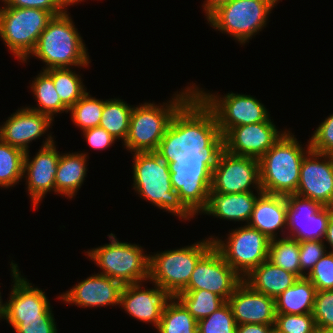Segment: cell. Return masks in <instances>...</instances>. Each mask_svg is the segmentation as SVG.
<instances>
[{
    "label": "cell",
    "mask_w": 333,
    "mask_h": 333,
    "mask_svg": "<svg viewBox=\"0 0 333 333\" xmlns=\"http://www.w3.org/2000/svg\"><path fill=\"white\" fill-rule=\"evenodd\" d=\"M314 333H333V328L316 326Z\"/></svg>",
    "instance_id": "49"
},
{
    "label": "cell",
    "mask_w": 333,
    "mask_h": 333,
    "mask_svg": "<svg viewBox=\"0 0 333 333\" xmlns=\"http://www.w3.org/2000/svg\"><path fill=\"white\" fill-rule=\"evenodd\" d=\"M286 131L269 119L231 128L217 143L231 154L260 159Z\"/></svg>",
    "instance_id": "17"
},
{
    "label": "cell",
    "mask_w": 333,
    "mask_h": 333,
    "mask_svg": "<svg viewBox=\"0 0 333 333\" xmlns=\"http://www.w3.org/2000/svg\"><path fill=\"white\" fill-rule=\"evenodd\" d=\"M295 194L333 207V155L311 149L305 154Z\"/></svg>",
    "instance_id": "18"
},
{
    "label": "cell",
    "mask_w": 333,
    "mask_h": 333,
    "mask_svg": "<svg viewBox=\"0 0 333 333\" xmlns=\"http://www.w3.org/2000/svg\"><path fill=\"white\" fill-rule=\"evenodd\" d=\"M82 132L89 147L91 146L95 150H105L117 141L107 130L101 127L89 128Z\"/></svg>",
    "instance_id": "42"
},
{
    "label": "cell",
    "mask_w": 333,
    "mask_h": 333,
    "mask_svg": "<svg viewBox=\"0 0 333 333\" xmlns=\"http://www.w3.org/2000/svg\"><path fill=\"white\" fill-rule=\"evenodd\" d=\"M25 152L0 139V188L14 187L24 177Z\"/></svg>",
    "instance_id": "33"
},
{
    "label": "cell",
    "mask_w": 333,
    "mask_h": 333,
    "mask_svg": "<svg viewBox=\"0 0 333 333\" xmlns=\"http://www.w3.org/2000/svg\"><path fill=\"white\" fill-rule=\"evenodd\" d=\"M227 237L224 241L212 237L213 246L242 279L268 259L270 239L259 230L243 225L231 230Z\"/></svg>",
    "instance_id": "11"
},
{
    "label": "cell",
    "mask_w": 333,
    "mask_h": 333,
    "mask_svg": "<svg viewBox=\"0 0 333 333\" xmlns=\"http://www.w3.org/2000/svg\"><path fill=\"white\" fill-rule=\"evenodd\" d=\"M195 167L198 177L213 192L233 194L253 192V188L262 191L259 159L231 154L217 142L206 140L197 130Z\"/></svg>",
    "instance_id": "3"
},
{
    "label": "cell",
    "mask_w": 333,
    "mask_h": 333,
    "mask_svg": "<svg viewBox=\"0 0 333 333\" xmlns=\"http://www.w3.org/2000/svg\"><path fill=\"white\" fill-rule=\"evenodd\" d=\"M53 119L46 114L29 109L18 108L0 126V139L24 152L29 151V144L47 134L52 127ZM51 125V126H50Z\"/></svg>",
    "instance_id": "22"
},
{
    "label": "cell",
    "mask_w": 333,
    "mask_h": 333,
    "mask_svg": "<svg viewBox=\"0 0 333 333\" xmlns=\"http://www.w3.org/2000/svg\"><path fill=\"white\" fill-rule=\"evenodd\" d=\"M323 240L299 241L301 272L307 276L315 264L328 252ZM308 270V271H307Z\"/></svg>",
    "instance_id": "38"
},
{
    "label": "cell",
    "mask_w": 333,
    "mask_h": 333,
    "mask_svg": "<svg viewBox=\"0 0 333 333\" xmlns=\"http://www.w3.org/2000/svg\"><path fill=\"white\" fill-rule=\"evenodd\" d=\"M323 241L326 242L328 245H330L329 249L331 250H329V252L333 253V214L330 216Z\"/></svg>",
    "instance_id": "46"
},
{
    "label": "cell",
    "mask_w": 333,
    "mask_h": 333,
    "mask_svg": "<svg viewBox=\"0 0 333 333\" xmlns=\"http://www.w3.org/2000/svg\"><path fill=\"white\" fill-rule=\"evenodd\" d=\"M268 260L299 278L306 277L301 272L299 242L294 238L285 236L270 240Z\"/></svg>",
    "instance_id": "30"
},
{
    "label": "cell",
    "mask_w": 333,
    "mask_h": 333,
    "mask_svg": "<svg viewBox=\"0 0 333 333\" xmlns=\"http://www.w3.org/2000/svg\"><path fill=\"white\" fill-rule=\"evenodd\" d=\"M105 100H99L86 92L70 109L71 121L84 131L99 127Z\"/></svg>",
    "instance_id": "34"
},
{
    "label": "cell",
    "mask_w": 333,
    "mask_h": 333,
    "mask_svg": "<svg viewBox=\"0 0 333 333\" xmlns=\"http://www.w3.org/2000/svg\"><path fill=\"white\" fill-rule=\"evenodd\" d=\"M263 191L223 194L213 192L197 178V213L229 221L249 222L254 204Z\"/></svg>",
    "instance_id": "16"
},
{
    "label": "cell",
    "mask_w": 333,
    "mask_h": 333,
    "mask_svg": "<svg viewBox=\"0 0 333 333\" xmlns=\"http://www.w3.org/2000/svg\"><path fill=\"white\" fill-rule=\"evenodd\" d=\"M227 302L232 308L236 325H275V299L252 289L243 280Z\"/></svg>",
    "instance_id": "21"
},
{
    "label": "cell",
    "mask_w": 333,
    "mask_h": 333,
    "mask_svg": "<svg viewBox=\"0 0 333 333\" xmlns=\"http://www.w3.org/2000/svg\"><path fill=\"white\" fill-rule=\"evenodd\" d=\"M53 17L43 9L1 6L0 38L14 57L27 63L39 36Z\"/></svg>",
    "instance_id": "10"
},
{
    "label": "cell",
    "mask_w": 333,
    "mask_h": 333,
    "mask_svg": "<svg viewBox=\"0 0 333 333\" xmlns=\"http://www.w3.org/2000/svg\"><path fill=\"white\" fill-rule=\"evenodd\" d=\"M309 143L311 150L333 155V113L320 123L309 139Z\"/></svg>",
    "instance_id": "40"
},
{
    "label": "cell",
    "mask_w": 333,
    "mask_h": 333,
    "mask_svg": "<svg viewBox=\"0 0 333 333\" xmlns=\"http://www.w3.org/2000/svg\"><path fill=\"white\" fill-rule=\"evenodd\" d=\"M87 158L86 152H69L60 155L55 176L56 195L65 196L67 199L77 195L87 175Z\"/></svg>",
    "instance_id": "25"
},
{
    "label": "cell",
    "mask_w": 333,
    "mask_h": 333,
    "mask_svg": "<svg viewBox=\"0 0 333 333\" xmlns=\"http://www.w3.org/2000/svg\"><path fill=\"white\" fill-rule=\"evenodd\" d=\"M248 226L259 230L268 239L278 238V232L281 230L285 237L287 227V201L283 195L268 194L262 192L252 211Z\"/></svg>",
    "instance_id": "23"
},
{
    "label": "cell",
    "mask_w": 333,
    "mask_h": 333,
    "mask_svg": "<svg viewBox=\"0 0 333 333\" xmlns=\"http://www.w3.org/2000/svg\"><path fill=\"white\" fill-rule=\"evenodd\" d=\"M294 136L287 130L259 159L260 186L264 193L283 196L296 193L301 163L311 148L309 140L307 148H303Z\"/></svg>",
    "instance_id": "6"
},
{
    "label": "cell",
    "mask_w": 333,
    "mask_h": 333,
    "mask_svg": "<svg viewBox=\"0 0 333 333\" xmlns=\"http://www.w3.org/2000/svg\"><path fill=\"white\" fill-rule=\"evenodd\" d=\"M10 267L14 284L6 301L5 320L14 329L19 324H42L53 314L48 296L21 276L17 264L11 261Z\"/></svg>",
    "instance_id": "12"
},
{
    "label": "cell",
    "mask_w": 333,
    "mask_h": 333,
    "mask_svg": "<svg viewBox=\"0 0 333 333\" xmlns=\"http://www.w3.org/2000/svg\"><path fill=\"white\" fill-rule=\"evenodd\" d=\"M275 325L242 324L237 325L236 333H271Z\"/></svg>",
    "instance_id": "44"
},
{
    "label": "cell",
    "mask_w": 333,
    "mask_h": 333,
    "mask_svg": "<svg viewBox=\"0 0 333 333\" xmlns=\"http://www.w3.org/2000/svg\"><path fill=\"white\" fill-rule=\"evenodd\" d=\"M236 322L230 304L226 301L211 315L198 321V333H236Z\"/></svg>",
    "instance_id": "35"
},
{
    "label": "cell",
    "mask_w": 333,
    "mask_h": 333,
    "mask_svg": "<svg viewBox=\"0 0 333 333\" xmlns=\"http://www.w3.org/2000/svg\"><path fill=\"white\" fill-rule=\"evenodd\" d=\"M231 0H205L203 3V10L206 18H208L214 11H216L220 6L228 3Z\"/></svg>",
    "instance_id": "45"
},
{
    "label": "cell",
    "mask_w": 333,
    "mask_h": 333,
    "mask_svg": "<svg viewBox=\"0 0 333 333\" xmlns=\"http://www.w3.org/2000/svg\"><path fill=\"white\" fill-rule=\"evenodd\" d=\"M142 284L139 282L124 285L119 307L121 306L132 318L150 323L157 329L162 312L174 297L155 283H152L154 286L152 289L145 288Z\"/></svg>",
    "instance_id": "19"
},
{
    "label": "cell",
    "mask_w": 333,
    "mask_h": 333,
    "mask_svg": "<svg viewBox=\"0 0 333 333\" xmlns=\"http://www.w3.org/2000/svg\"><path fill=\"white\" fill-rule=\"evenodd\" d=\"M271 333H279L277 330L273 329Z\"/></svg>",
    "instance_id": "50"
},
{
    "label": "cell",
    "mask_w": 333,
    "mask_h": 333,
    "mask_svg": "<svg viewBox=\"0 0 333 333\" xmlns=\"http://www.w3.org/2000/svg\"><path fill=\"white\" fill-rule=\"evenodd\" d=\"M2 296H1V292H0V320L2 319H6V307H7V303H3L2 302Z\"/></svg>",
    "instance_id": "47"
},
{
    "label": "cell",
    "mask_w": 333,
    "mask_h": 333,
    "mask_svg": "<svg viewBox=\"0 0 333 333\" xmlns=\"http://www.w3.org/2000/svg\"><path fill=\"white\" fill-rule=\"evenodd\" d=\"M83 41L71 16L65 11L48 22L30 55L43 61L45 67L42 70L70 66L86 68L91 61Z\"/></svg>",
    "instance_id": "5"
},
{
    "label": "cell",
    "mask_w": 333,
    "mask_h": 333,
    "mask_svg": "<svg viewBox=\"0 0 333 333\" xmlns=\"http://www.w3.org/2000/svg\"><path fill=\"white\" fill-rule=\"evenodd\" d=\"M30 88L37 100V107H30L34 111L41 114H46L54 120L55 114H60L69 111V109L62 103L61 99L56 92L53 79L43 70L40 71L36 78H33Z\"/></svg>",
    "instance_id": "27"
},
{
    "label": "cell",
    "mask_w": 333,
    "mask_h": 333,
    "mask_svg": "<svg viewBox=\"0 0 333 333\" xmlns=\"http://www.w3.org/2000/svg\"><path fill=\"white\" fill-rule=\"evenodd\" d=\"M316 291L333 289V253L327 252L306 276Z\"/></svg>",
    "instance_id": "37"
},
{
    "label": "cell",
    "mask_w": 333,
    "mask_h": 333,
    "mask_svg": "<svg viewBox=\"0 0 333 333\" xmlns=\"http://www.w3.org/2000/svg\"><path fill=\"white\" fill-rule=\"evenodd\" d=\"M274 329L279 333H314L313 314H276Z\"/></svg>",
    "instance_id": "36"
},
{
    "label": "cell",
    "mask_w": 333,
    "mask_h": 333,
    "mask_svg": "<svg viewBox=\"0 0 333 333\" xmlns=\"http://www.w3.org/2000/svg\"><path fill=\"white\" fill-rule=\"evenodd\" d=\"M109 244L92 248L85 252L102 272L121 282L123 285L145 282L149 280L150 254H145L139 244L121 242L111 233L107 235Z\"/></svg>",
    "instance_id": "7"
},
{
    "label": "cell",
    "mask_w": 333,
    "mask_h": 333,
    "mask_svg": "<svg viewBox=\"0 0 333 333\" xmlns=\"http://www.w3.org/2000/svg\"><path fill=\"white\" fill-rule=\"evenodd\" d=\"M279 0H231L214 11L207 21L213 29L229 34L244 45L267 25L268 15Z\"/></svg>",
    "instance_id": "9"
},
{
    "label": "cell",
    "mask_w": 333,
    "mask_h": 333,
    "mask_svg": "<svg viewBox=\"0 0 333 333\" xmlns=\"http://www.w3.org/2000/svg\"><path fill=\"white\" fill-rule=\"evenodd\" d=\"M195 128V85L162 104L144 102L131 111L123 143L129 152H157L176 147Z\"/></svg>",
    "instance_id": "2"
},
{
    "label": "cell",
    "mask_w": 333,
    "mask_h": 333,
    "mask_svg": "<svg viewBox=\"0 0 333 333\" xmlns=\"http://www.w3.org/2000/svg\"><path fill=\"white\" fill-rule=\"evenodd\" d=\"M52 79L62 103L70 109L85 93L81 75L70 68L44 70ZM85 87V88H84Z\"/></svg>",
    "instance_id": "29"
},
{
    "label": "cell",
    "mask_w": 333,
    "mask_h": 333,
    "mask_svg": "<svg viewBox=\"0 0 333 333\" xmlns=\"http://www.w3.org/2000/svg\"><path fill=\"white\" fill-rule=\"evenodd\" d=\"M194 84L195 128L206 140L218 142L231 128L271 118L264 104L251 95L230 92L218 96Z\"/></svg>",
    "instance_id": "4"
},
{
    "label": "cell",
    "mask_w": 333,
    "mask_h": 333,
    "mask_svg": "<svg viewBox=\"0 0 333 333\" xmlns=\"http://www.w3.org/2000/svg\"><path fill=\"white\" fill-rule=\"evenodd\" d=\"M196 128L176 147L133 153V189L158 209L184 220L197 213Z\"/></svg>",
    "instance_id": "1"
},
{
    "label": "cell",
    "mask_w": 333,
    "mask_h": 333,
    "mask_svg": "<svg viewBox=\"0 0 333 333\" xmlns=\"http://www.w3.org/2000/svg\"><path fill=\"white\" fill-rule=\"evenodd\" d=\"M123 286L121 282L97 273L75 284L58 298L83 308L115 306L120 304Z\"/></svg>",
    "instance_id": "20"
},
{
    "label": "cell",
    "mask_w": 333,
    "mask_h": 333,
    "mask_svg": "<svg viewBox=\"0 0 333 333\" xmlns=\"http://www.w3.org/2000/svg\"><path fill=\"white\" fill-rule=\"evenodd\" d=\"M212 237L190 246L150 255L149 282L163 287L176 297L186 288L199 259L213 246Z\"/></svg>",
    "instance_id": "8"
},
{
    "label": "cell",
    "mask_w": 333,
    "mask_h": 333,
    "mask_svg": "<svg viewBox=\"0 0 333 333\" xmlns=\"http://www.w3.org/2000/svg\"><path fill=\"white\" fill-rule=\"evenodd\" d=\"M176 298L198 322L219 309L226 301L207 290H183Z\"/></svg>",
    "instance_id": "32"
},
{
    "label": "cell",
    "mask_w": 333,
    "mask_h": 333,
    "mask_svg": "<svg viewBox=\"0 0 333 333\" xmlns=\"http://www.w3.org/2000/svg\"><path fill=\"white\" fill-rule=\"evenodd\" d=\"M56 323L52 314L42 324H19L14 330L16 333H58Z\"/></svg>",
    "instance_id": "43"
},
{
    "label": "cell",
    "mask_w": 333,
    "mask_h": 333,
    "mask_svg": "<svg viewBox=\"0 0 333 333\" xmlns=\"http://www.w3.org/2000/svg\"><path fill=\"white\" fill-rule=\"evenodd\" d=\"M242 280V277L226 263L220 252L212 246L195 265L184 290H207L228 301Z\"/></svg>",
    "instance_id": "15"
},
{
    "label": "cell",
    "mask_w": 333,
    "mask_h": 333,
    "mask_svg": "<svg viewBox=\"0 0 333 333\" xmlns=\"http://www.w3.org/2000/svg\"><path fill=\"white\" fill-rule=\"evenodd\" d=\"M61 1H62L64 9L67 11L68 6H70V5L73 6L74 4H78L79 2L81 3L84 0H61Z\"/></svg>",
    "instance_id": "48"
},
{
    "label": "cell",
    "mask_w": 333,
    "mask_h": 333,
    "mask_svg": "<svg viewBox=\"0 0 333 333\" xmlns=\"http://www.w3.org/2000/svg\"><path fill=\"white\" fill-rule=\"evenodd\" d=\"M198 322L174 297L162 312L158 333H198Z\"/></svg>",
    "instance_id": "31"
},
{
    "label": "cell",
    "mask_w": 333,
    "mask_h": 333,
    "mask_svg": "<svg viewBox=\"0 0 333 333\" xmlns=\"http://www.w3.org/2000/svg\"><path fill=\"white\" fill-rule=\"evenodd\" d=\"M299 277L271 263L268 259L252 269L243 281L252 289L276 299Z\"/></svg>",
    "instance_id": "24"
},
{
    "label": "cell",
    "mask_w": 333,
    "mask_h": 333,
    "mask_svg": "<svg viewBox=\"0 0 333 333\" xmlns=\"http://www.w3.org/2000/svg\"><path fill=\"white\" fill-rule=\"evenodd\" d=\"M1 2L7 7L43 9L49 11L53 16L66 11L61 0H1Z\"/></svg>",
    "instance_id": "41"
},
{
    "label": "cell",
    "mask_w": 333,
    "mask_h": 333,
    "mask_svg": "<svg viewBox=\"0 0 333 333\" xmlns=\"http://www.w3.org/2000/svg\"><path fill=\"white\" fill-rule=\"evenodd\" d=\"M44 138L41 149L32 159L29 156L30 151L25 152L24 156L23 177L26 178V191L35 210L47 192L53 191L55 194V176L61 155L56 149L52 134H47Z\"/></svg>",
    "instance_id": "14"
},
{
    "label": "cell",
    "mask_w": 333,
    "mask_h": 333,
    "mask_svg": "<svg viewBox=\"0 0 333 333\" xmlns=\"http://www.w3.org/2000/svg\"><path fill=\"white\" fill-rule=\"evenodd\" d=\"M316 288L307 277L299 278L275 299L276 314H312Z\"/></svg>",
    "instance_id": "26"
},
{
    "label": "cell",
    "mask_w": 333,
    "mask_h": 333,
    "mask_svg": "<svg viewBox=\"0 0 333 333\" xmlns=\"http://www.w3.org/2000/svg\"><path fill=\"white\" fill-rule=\"evenodd\" d=\"M287 201L286 236L299 241L323 240L333 207L297 194L285 196ZM290 233V234H289Z\"/></svg>",
    "instance_id": "13"
},
{
    "label": "cell",
    "mask_w": 333,
    "mask_h": 333,
    "mask_svg": "<svg viewBox=\"0 0 333 333\" xmlns=\"http://www.w3.org/2000/svg\"><path fill=\"white\" fill-rule=\"evenodd\" d=\"M312 314L316 326L333 328V289L316 291Z\"/></svg>",
    "instance_id": "39"
},
{
    "label": "cell",
    "mask_w": 333,
    "mask_h": 333,
    "mask_svg": "<svg viewBox=\"0 0 333 333\" xmlns=\"http://www.w3.org/2000/svg\"><path fill=\"white\" fill-rule=\"evenodd\" d=\"M133 106L117 98L105 100L99 127L107 130L114 138H127Z\"/></svg>",
    "instance_id": "28"
}]
</instances>
